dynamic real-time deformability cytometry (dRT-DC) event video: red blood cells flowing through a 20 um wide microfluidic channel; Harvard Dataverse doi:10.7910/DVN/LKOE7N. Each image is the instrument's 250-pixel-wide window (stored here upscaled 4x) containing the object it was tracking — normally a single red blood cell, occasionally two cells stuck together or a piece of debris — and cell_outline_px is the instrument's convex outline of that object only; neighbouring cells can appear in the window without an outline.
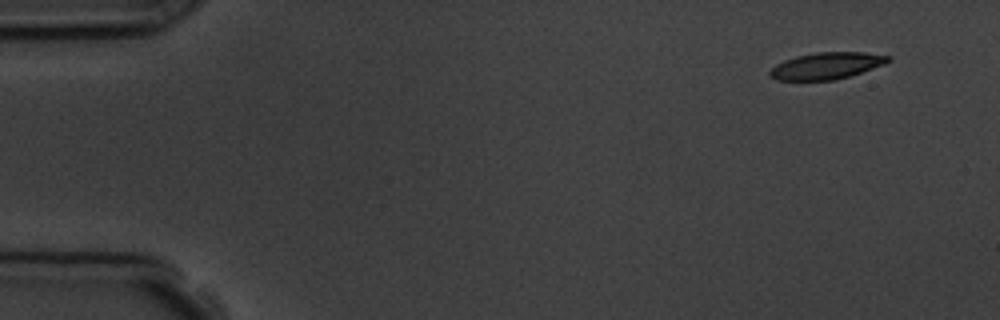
{"species": "common noctule bat (a hibernating species)", "species_latin": "Nyctalus noctula", "temperature_condition": "room temperature", "stored_images_in_passage": 4, "camera_frame_rate_fps": 3000, "um_per_image_px": 0.085, "animal": {"sex": "male", "body_mass_g": 19.5, "forearm_length_mm": 54.6}, "frame": {"image": 1, "passage_image": 1, "time_ms": 0.0, "image_size_px": [1000, 320], "cell_outline_px": [[892, 60], [884, 64], [836, 80], [776, 80], [768, 72], [776, 64], [784, 60], [796, 56], [816, 52], [864, 52], [892, 56]], "centroid_in_image_um": [70.26, 5.58], "position_along_channel_um": 14.7, "area_um2": 18.32}}
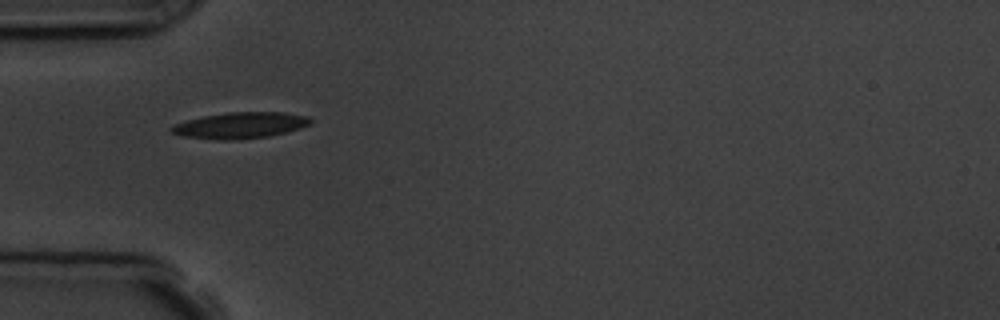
{"frame": {"image": 2, "passage_image": 4, "time_ms": 4.333, "image_size_px": [1000, 320], "cell_outline_px": [[312, 120], [308, 124], [300, 128], [268, 136], [232, 140], [220, 140], [184, 136], [172, 132], [168, 128], [172, 124], [204, 116], [228, 112], [284, 112], [308, 116]], "centroid_in_image_um": [20.4, 10.64], "position_along_channel_um": 64.6, "area_um2": 20.98}}